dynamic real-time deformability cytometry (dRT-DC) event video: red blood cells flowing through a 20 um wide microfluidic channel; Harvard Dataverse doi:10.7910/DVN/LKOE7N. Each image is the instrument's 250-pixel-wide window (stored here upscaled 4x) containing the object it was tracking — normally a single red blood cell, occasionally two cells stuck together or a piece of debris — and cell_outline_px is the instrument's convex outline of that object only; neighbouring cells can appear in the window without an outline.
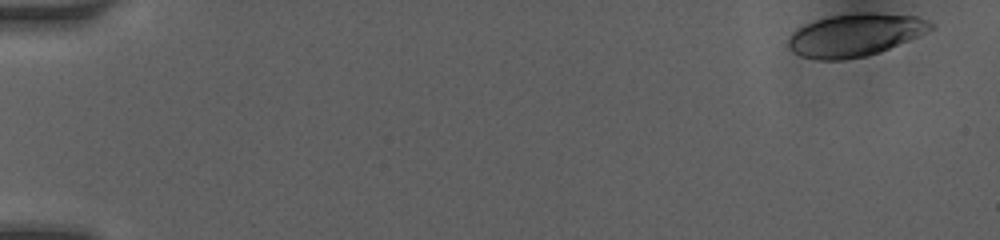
{"species": "human", "species_latin": "Homo sapiens", "temperature_condition": "room temperature", "stored_images_in_passage": 34, "camera_frame_rate_fps": 3000, "um_per_image_px": 0.085, "donor": {"sex": "female"}, "frame": {"image": 1, "passage_image": 1, "time_ms": 0.0, "image_size_px": [1000, 240], "cell_outline_px": [[936, 28], [880, 52], [864, 56], [844, 60], [816, 60], [800, 56], [792, 52], [788, 48], [788, 40], [792, 32], [804, 24], [828, 16], [856, 12], [876, 12], [916, 16], [928, 20]], "centroid_in_image_um": [72.66, 2.97], "position_along_channel_um": 12.3, "area_um2": 35.72}}
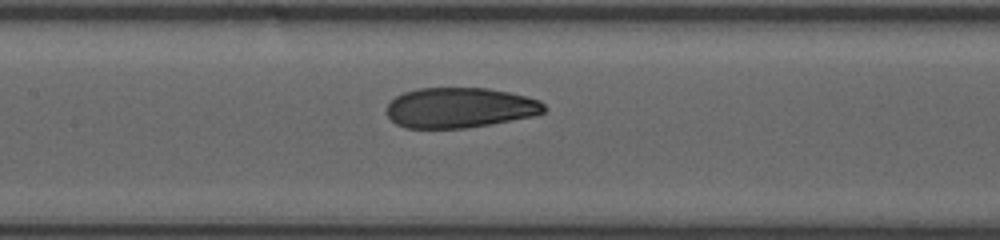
{"frame": {"image": 2, "passage_image": 18, "time_ms": 7.667, "image_size_px": [1000, 240], "cell_outline_px": [[548, 108], [544, 112], [536, 116], [492, 124], [468, 128], [404, 128], [396, 124], [388, 116], [388, 104], [396, 96], [404, 92], [416, 88], [488, 88], [508, 92], [540, 100]], "centroid_in_image_um": [39.12, 9.16], "position_along_channel_um": 168.3, "area_um2": 37.17}}
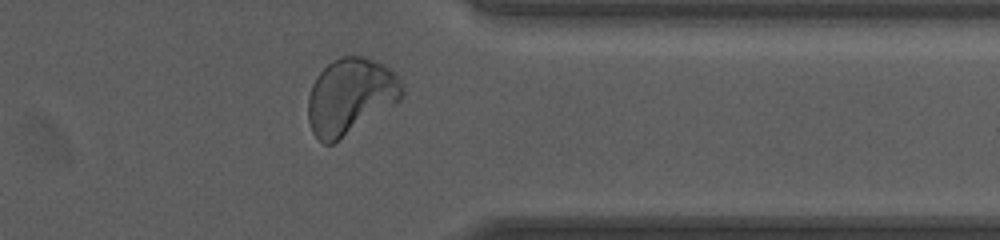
{"frame": {"image": 3, "passage_image": 31, "time_ms": 13.0, "image_size_px": [1000, 240], "cell_outline_px": [[404, 92], [400, 100], [332, 144], [324, 144], [312, 132], [308, 120], [308, 96], [312, 84], [316, 76], [332, 60], [340, 56], [364, 56], [384, 64], [400, 80], [404, 88]], "centroid_in_image_um": [29.76, 8.16], "position_along_channel_um": 381.6, "area_um2": 41.38}, "authors_computed_cell_mechanics": {"area_um2": 37.7145, "velocity_mm_per_s": 4.0888, "shape_relaxation_time_tau1_ms": 3.1802, "shape_relaxation_time_tau2_ms": 0.8844, "deformation_change_tau1": 0.132, "deformation_change_tau2": 0.06}}